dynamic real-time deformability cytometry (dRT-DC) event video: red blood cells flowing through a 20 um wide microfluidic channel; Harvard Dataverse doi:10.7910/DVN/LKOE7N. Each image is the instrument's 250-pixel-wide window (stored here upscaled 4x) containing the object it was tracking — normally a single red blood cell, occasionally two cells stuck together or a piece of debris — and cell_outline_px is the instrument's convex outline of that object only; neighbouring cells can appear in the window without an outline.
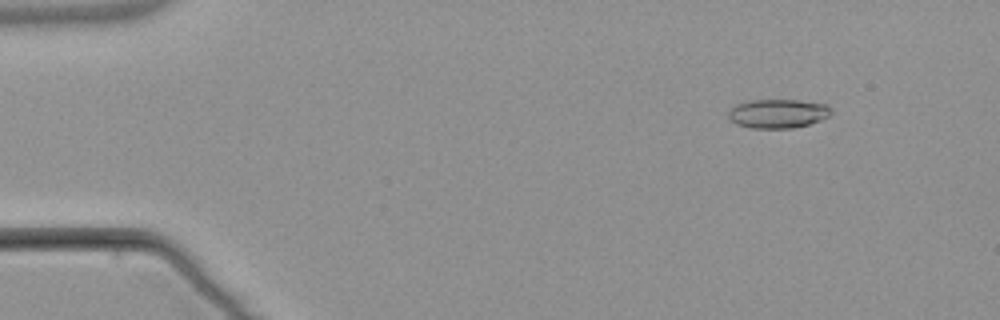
{"species": "common noctule bat (a hibernating species)", "species_latin": "Nyctalus noctula", "temperature_condition": "warm", "stored_images_in_passage": 4, "camera_frame_rate_fps": 3000, "um_per_image_px": 0.085, "animal": {"sex": "male", "body_mass_g": 21.5, "forearm_length_mm": 52.0}, "frame": {"image": 1, "passage_image": 1, "time_ms": 0.0, "image_size_px": [1000, 320], "cell_outline_px": [[832, 112], [828, 116], [820, 120], [808, 124], [792, 128], [752, 128], [736, 124], [728, 116], [728, 112], [736, 104], [748, 100], [800, 100], [824, 104], [832, 108]], "centroid_in_image_um": [66.12, 9.65], "position_along_channel_um": 18.9, "area_um2": 17.28}}
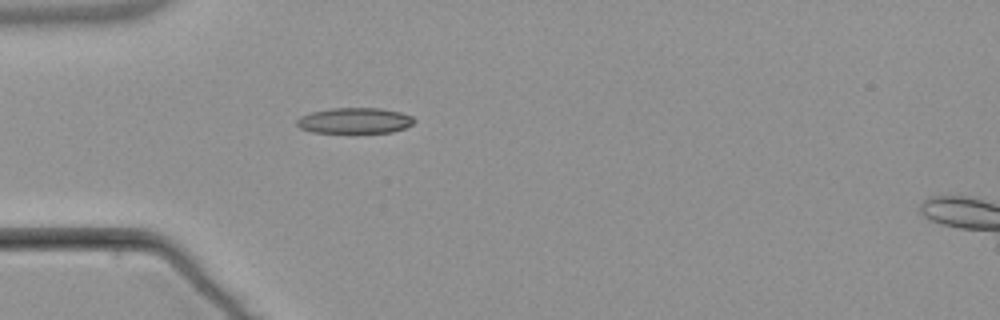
{"frame": {"image": 2, "passage_image": 4, "time_ms": 3.333, "image_size_px": [1000, 320], "cell_outline_px": [[416, 120], [412, 124], [404, 128], [392, 132], [312, 132], [300, 128], [296, 124], [296, 120], [300, 116], [312, 112], [332, 108], [380, 108], [400, 112], [412, 116]], "centroid_in_image_um": [30.15, 10.24], "position_along_channel_um": 54.9, "area_um2": 17.46}}